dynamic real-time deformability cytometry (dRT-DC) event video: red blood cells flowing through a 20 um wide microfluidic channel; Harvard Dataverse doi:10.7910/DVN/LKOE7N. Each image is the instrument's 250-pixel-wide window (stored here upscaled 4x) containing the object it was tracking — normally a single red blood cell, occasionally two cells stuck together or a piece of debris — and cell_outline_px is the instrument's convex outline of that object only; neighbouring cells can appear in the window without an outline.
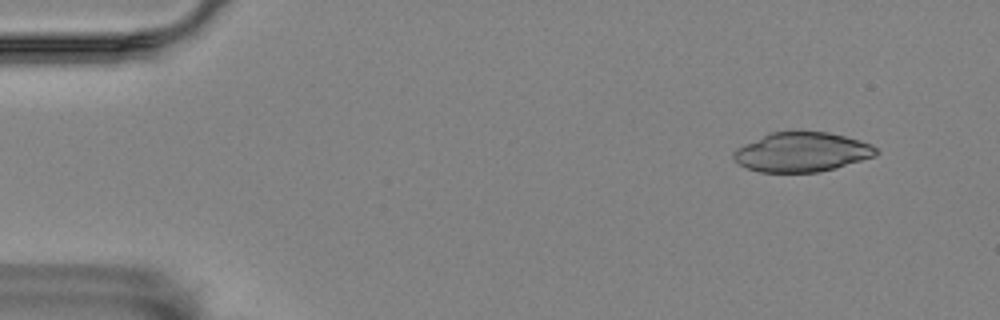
{"species": "Egyptian fruit bat (a non-hibernating species)", "species_latin": "Rousettus aegyptiacus", "temperature_condition": "room temperature", "stored_images_in_passage": 56, "camera_frame_rate_fps": 3000, "um_per_image_px": 0.085, "animal": {"sex": "female"}, "frame": {"image": 1, "passage_image": 5, "time_ms": 1.333, "image_size_px": [1000, 320], "cell_outline_px": [[880, 152], [876, 156], [836, 168], [816, 172], [760, 172], [748, 168], [740, 164], [732, 156], [736, 148], [768, 132], [828, 132], [860, 140], [872, 144]], "centroid_in_image_um": [68.18, 12.92], "position_along_channel_um": 16.8, "area_um2": 32.71}}